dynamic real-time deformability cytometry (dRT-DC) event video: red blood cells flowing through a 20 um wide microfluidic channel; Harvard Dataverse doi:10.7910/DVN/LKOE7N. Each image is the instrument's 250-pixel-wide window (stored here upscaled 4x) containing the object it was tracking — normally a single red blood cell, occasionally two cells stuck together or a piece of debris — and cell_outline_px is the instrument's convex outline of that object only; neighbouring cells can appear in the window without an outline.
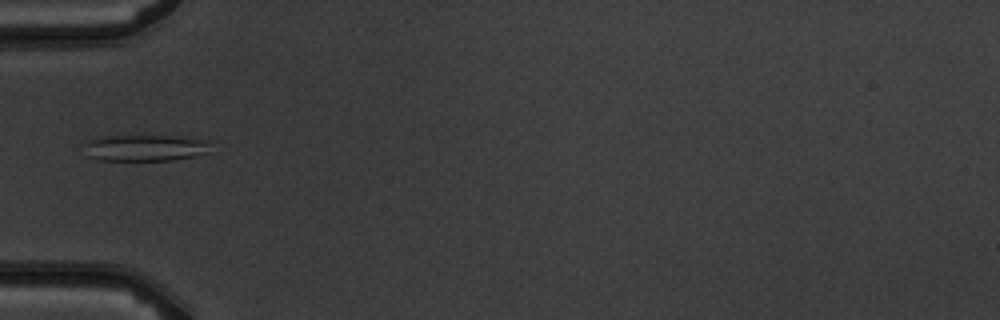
{"species": "common noctule bat (a hibernating species)", "species_latin": "Nyctalus noctula", "temperature_condition": "warm", "stored_images_in_passage": 7, "camera_frame_rate_fps": 3000, "um_per_image_px": 0.085, "animal": {"sex": "male", "body_mass_g": 19.5, "forearm_length_mm": 54.6}, "frame": {"image": 1, "passage_image": 6, "time_ms": 5.667, "image_size_px": [1000, 320], "cell_outline_px": [[208, 140], [204, 152], [192, 156], [172, 160], [100, 160], [88, 156], [80, 144], [88, 140], [100, 136], [164, 136]], "centroid_in_image_um": [12.14, 12.56], "position_along_channel_um": 72.9, "area_um2": 19.07}}
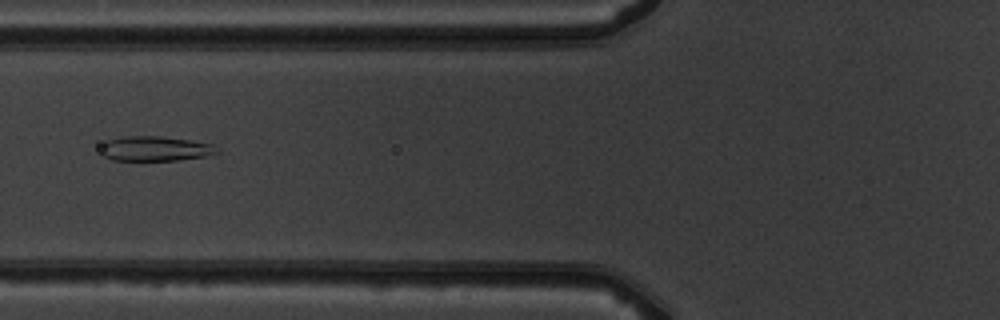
{"frame": {"image": 2, "passage_image": 7, "time_ms": 6.667, "image_size_px": [1000, 320], "cell_outline_px": [[220, 152], [204, 156], [176, 160], [112, 160], [104, 156], [100, 152], [100, 144], [108, 140], [124, 136], [160, 136], [188, 140], [212, 144]], "centroid_in_image_um": [13.12, 12.63], "position_along_channel_um": 112.7, "area_um2": 16.7}}